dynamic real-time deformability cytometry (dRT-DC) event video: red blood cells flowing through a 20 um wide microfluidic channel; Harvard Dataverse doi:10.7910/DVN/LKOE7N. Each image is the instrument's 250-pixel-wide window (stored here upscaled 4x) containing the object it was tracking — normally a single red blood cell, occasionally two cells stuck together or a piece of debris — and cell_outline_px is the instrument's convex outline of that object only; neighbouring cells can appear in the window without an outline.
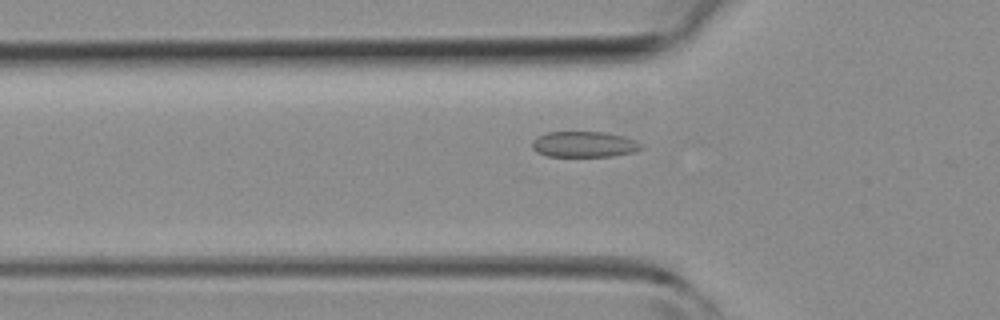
{"species": "common noctule bat (a hibernating species)", "species_latin": "Nyctalus noctula", "temperature_condition": "room temperature", "stored_images_in_passage": 27, "camera_frame_rate_fps": 3000, "um_per_image_px": 0.085, "animal": {"sex": "female", "body_mass_g": 19.3, "forearm_length_mm": 54.1}, "frame": {"image": 1, "passage_image": 3, "time_ms": 0.667, "image_size_px": [1000, 320], "cell_outline_px": [[644, 148], [636, 152], [612, 156], [544, 156], [536, 152], [532, 148], [532, 140], [544, 132], [604, 132], [624, 136], [636, 140], [644, 144]], "centroid_in_image_um": [49.68, 12.27], "position_along_channel_um": 76.1, "area_um2": 16.7}}
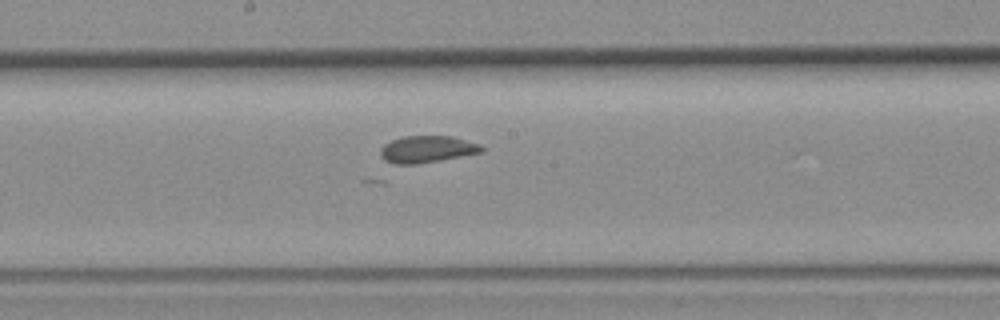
{"frame": {"image": 2, "passage_image": 12, "time_ms": 3.667, "image_size_px": [1000, 320], "cell_outline_px": [[484, 152], [420, 164], [392, 164], [384, 160], [380, 156], [380, 148], [384, 144], [392, 140], [404, 136], [452, 136], [480, 144], [484, 148]], "centroid_in_image_um": [36.29, 12.69], "position_along_channel_um": 211.9, "area_um2": 16.07}}
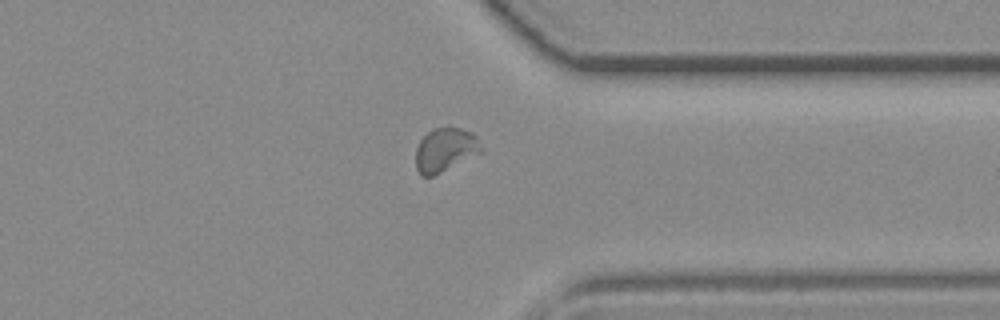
{"frame": {"image": 3, "passage_image": 23, "time_ms": 7.333, "image_size_px": [1000, 320], "cell_outline_px": [[484, 152], [432, 176], [420, 176], [416, 168], [416, 148], [420, 140], [432, 128], [448, 124], [472, 132], [476, 136], [484, 148]], "centroid_in_image_um": [37.87, 12.69], "position_along_channel_um": 373.5, "area_um2": 17.22}}